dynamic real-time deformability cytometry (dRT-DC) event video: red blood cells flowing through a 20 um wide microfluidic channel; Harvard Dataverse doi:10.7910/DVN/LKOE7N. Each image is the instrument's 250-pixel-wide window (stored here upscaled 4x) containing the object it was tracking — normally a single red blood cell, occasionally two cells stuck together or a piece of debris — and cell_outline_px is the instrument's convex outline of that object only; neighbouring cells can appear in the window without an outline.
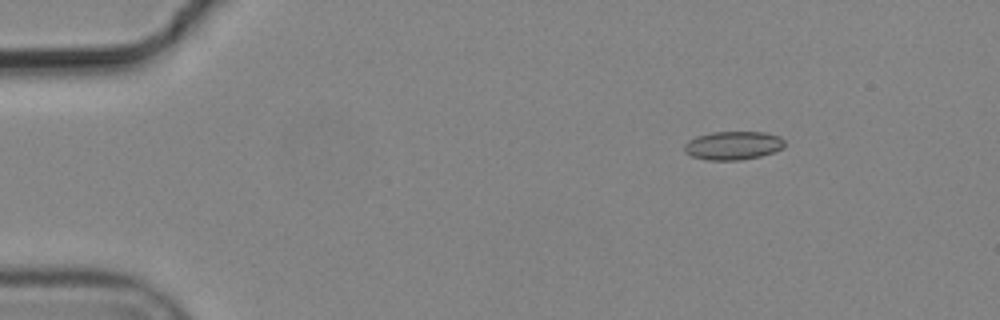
{"species": "common noctule bat (a hibernating species)", "species_latin": "Nyctalus noctula", "temperature_condition": "cold", "stored_images_in_passage": 7, "camera_frame_rate_fps": 3000, "um_per_image_px": 0.085, "animal": {"sex": "male", "body_mass_g": 19.2, "forearm_length_mm": 51.8}, "frame": {"image": 1, "passage_image": 2, "time_ms": 0.333, "image_size_px": [1000, 320], "cell_outline_px": [[784, 148], [760, 156], [740, 160], [708, 160], [692, 156], [684, 152], [684, 144], [688, 140], [696, 136], [712, 132], [764, 132], [780, 136], [784, 140]], "centroid_in_image_um": [62.3, 12.36], "position_along_channel_um": 22.7, "area_um2": 16.7}}
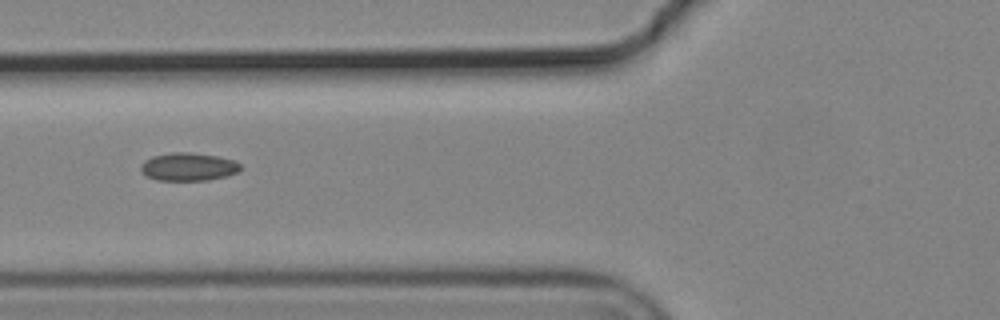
{"frame": {"image": 2, "passage_image": 6, "time_ms": 1.667, "image_size_px": [1000, 320], "cell_outline_px": [[244, 168], [240, 172], [228, 176], [208, 180], [156, 180], [148, 176], [140, 168], [140, 164], [144, 160], [152, 156], [172, 152], [188, 152], [216, 156], [236, 160]], "centroid_in_image_um": [16.07, 14.17], "position_along_channel_um": 109.7, "area_um2": 16.47}}
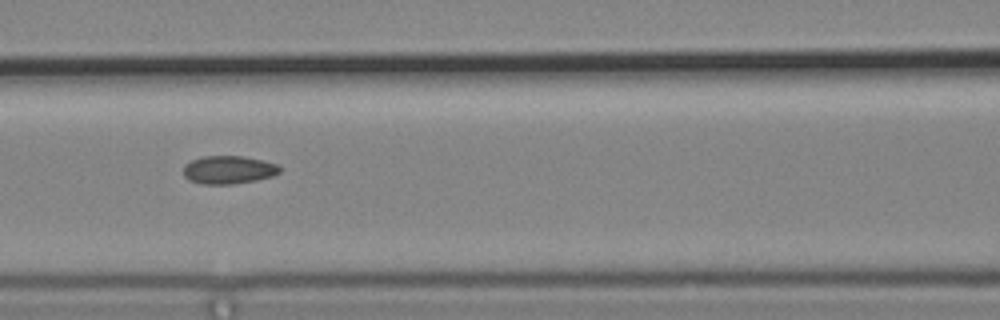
{"frame": {"image": 3, "passage_image": 7, "time_ms": 2.0, "image_size_px": [1000, 320], "cell_outline_px": [[280, 172], [272, 176], [256, 180], [232, 184], [204, 184], [188, 180], [184, 176], [184, 164], [200, 156], [244, 156], [276, 164], [280, 168]], "centroid_in_image_um": [19.39, 14.43], "position_along_channel_um": 147.2, "area_um2": 15.72}}